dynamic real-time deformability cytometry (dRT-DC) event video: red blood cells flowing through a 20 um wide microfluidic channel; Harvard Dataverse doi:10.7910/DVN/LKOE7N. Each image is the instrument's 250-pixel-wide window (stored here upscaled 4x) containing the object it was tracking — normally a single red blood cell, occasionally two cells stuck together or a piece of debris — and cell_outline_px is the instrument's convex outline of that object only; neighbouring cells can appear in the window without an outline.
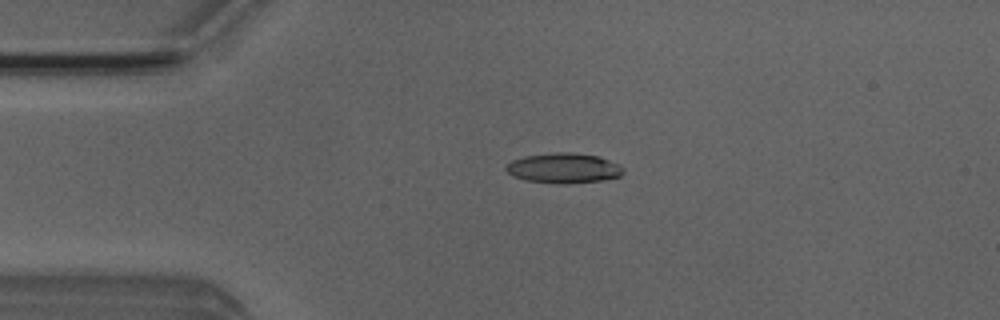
{"species": "Egyptian fruit bat (a non-hibernating species)", "species_latin": "Rousettus aegyptiacus", "temperature_condition": "room temperature", "stored_images_in_passage": 5, "camera_frame_rate_fps": 3000, "um_per_image_px": 0.085, "animal": {"sex": "male"}, "frame": {"image": 1, "passage_image": 3, "time_ms": 0.667, "image_size_px": [1000, 320], "cell_outline_px": [[624, 172], [620, 176], [604, 180], [568, 184], [560, 184], [524, 180], [512, 176], [504, 168], [512, 160], [524, 156], [556, 152], [572, 152], [600, 156], [620, 164], [624, 168]], "centroid_in_image_um": [47.94, 14.29], "position_along_channel_um": 37.1, "area_um2": 20.87}}